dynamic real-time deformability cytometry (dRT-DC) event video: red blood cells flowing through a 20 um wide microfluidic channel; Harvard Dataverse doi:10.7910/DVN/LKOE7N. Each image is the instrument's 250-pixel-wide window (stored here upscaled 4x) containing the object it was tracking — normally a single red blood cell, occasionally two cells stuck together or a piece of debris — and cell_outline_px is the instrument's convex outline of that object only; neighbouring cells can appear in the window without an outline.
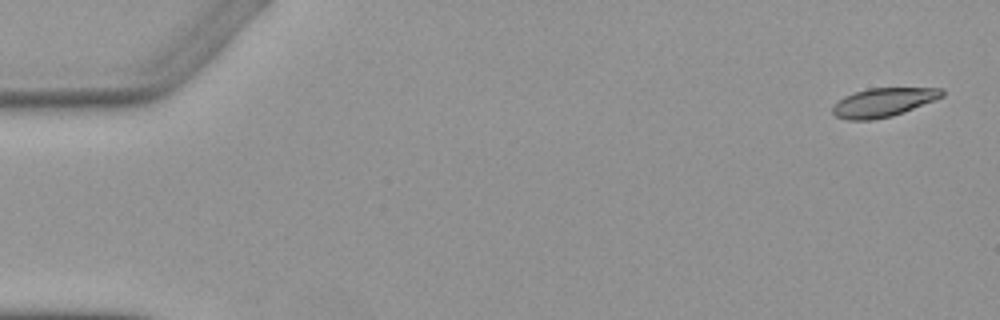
{"species": "Egyptian fruit bat (a non-hibernating species)", "species_latin": "Rousettus aegyptiacus", "temperature_condition": "warm", "stored_images_in_passage": 4, "camera_frame_rate_fps": 3000, "um_per_image_px": 0.085, "animal": {"sex": "female"}, "frame": {"image": 1, "passage_image": 1, "time_ms": 0.0, "image_size_px": [1000, 320], "cell_outline_px": [[944, 96], [904, 112], [892, 116], [872, 120], [848, 120], [836, 116], [832, 112], [832, 108], [844, 96], [852, 92], [868, 88], [944, 88]], "centroid_in_image_um": [75.08, 8.69], "position_along_channel_um": 9.9, "area_um2": 18.32}}